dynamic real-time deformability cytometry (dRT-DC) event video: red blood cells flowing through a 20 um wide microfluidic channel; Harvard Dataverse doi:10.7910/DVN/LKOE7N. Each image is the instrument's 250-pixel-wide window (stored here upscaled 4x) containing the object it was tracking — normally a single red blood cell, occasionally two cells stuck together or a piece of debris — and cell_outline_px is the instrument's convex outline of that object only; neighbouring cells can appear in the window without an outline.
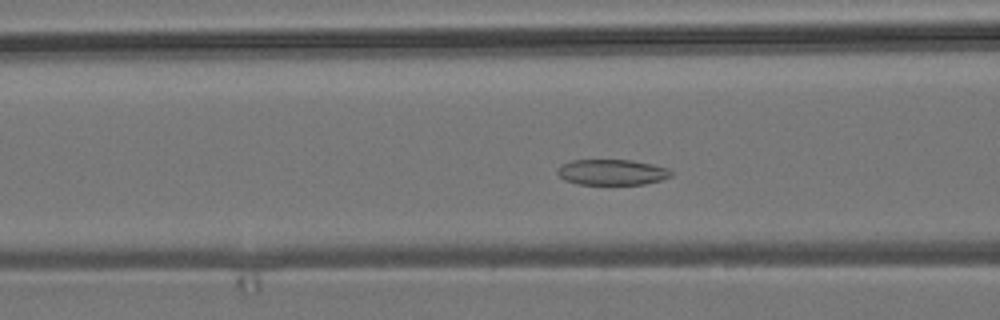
{"species": "common noctule bat (a hibernating species)", "species_latin": "Nyctalus noctula", "temperature_condition": "room temperature", "stored_images_in_passage": 51, "camera_frame_rate_fps": 3000, "um_per_image_px": 0.085, "animal": {"sex": "male", "body_mass_g": 19.2, "forearm_length_mm": 51.8}, "frame": {"image": 1, "passage_image": 18, "time_ms": 5.667, "image_size_px": [1000, 320], "cell_outline_px": [[672, 176], [660, 180], [644, 184], [580, 184], [564, 180], [556, 172], [560, 164], [572, 160], [632, 160], [652, 164], [668, 168], [672, 172]], "centroid_in_image_um": [52.0, 14.63], "position_along_channel_um": 114.6, "area_um2": 16.99}}
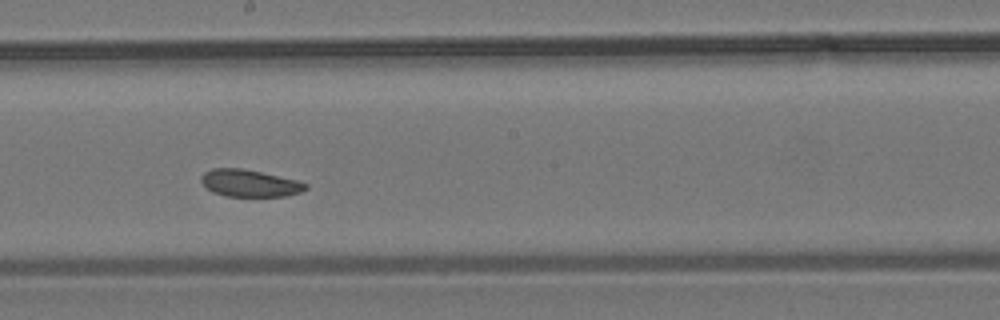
{"frame": {"image": 2, "passage_image": 27, "time_ms": 8.667, "image_size_px": [1000, 320], "cell_outline_px": [[308, 188], [300, 192], [288, 196], [228, 196], [212, 192], [200, 180], [200, 176], [204, 172], [212, 168], [240, 168], [260, 172], [296, 180], [308, 184]], "centroid_in_image_um": [21.21, 15.57], "position_along_channel_um": 227.0, "area_um2": 16.36}}
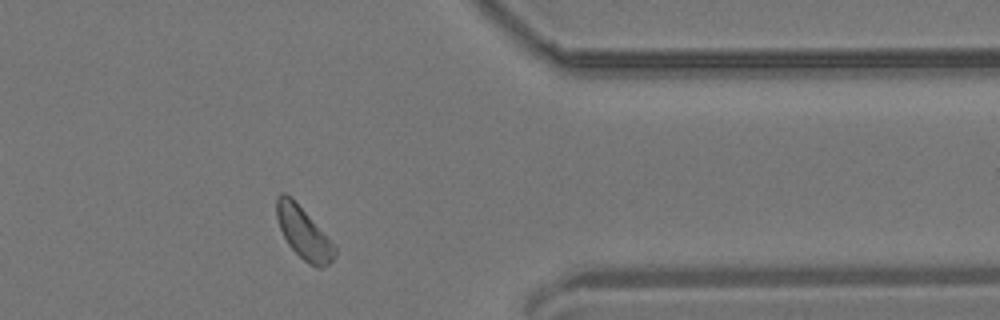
{"frame": {"image": 3, "passage_image": 41, "time_ms": 13.333, "image_size_px": [1000, 320], "cell_outline_px": [[336, 256], [328, 264], [320, 268], [316, 268], [308, 264], [288, 244], [280, 228], [276, 216], [276, 196], [280, 192], [284, 192], [292, 196], [336, 248]], "centroid_in_image_um": [25.77, 19.77], "position_along_channel_um": 385.6, "area_um2": 17.34}}